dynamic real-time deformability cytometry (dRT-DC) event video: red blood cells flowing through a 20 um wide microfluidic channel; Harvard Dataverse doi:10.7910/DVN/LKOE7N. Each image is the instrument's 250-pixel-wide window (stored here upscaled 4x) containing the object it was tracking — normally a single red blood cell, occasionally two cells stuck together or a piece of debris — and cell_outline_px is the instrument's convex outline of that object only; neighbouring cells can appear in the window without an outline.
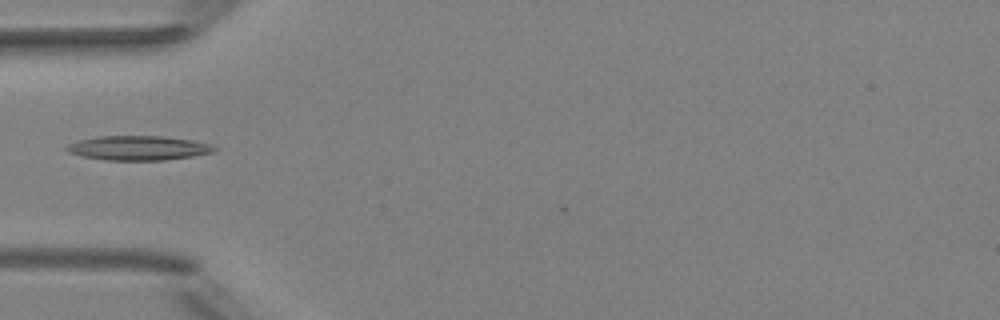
{"species": "Egyptian fruit bat (a non-hibernating species)", "species_latin": "Rousettus aegyptiacus", "temperature_condition": "room temperature", "stored_images_in_passage": 4, "camera_frame_rate_fps": 3000, "um_per_image_px": 0.085, "animal": {"sex": "female"}, "frame": {"image": 1, "passage_image": 4, "time_ms": 4.333, "image_size_px": [1000, 320], "cell_outline_px": [[216, 148], [212, 152], [192, 156], [164, 160], [104, 160], [84, 156], [68, 152], [64, 148], [68, 144], [80, 140], [100, 136], [160, 136], [192, 140], [208, 144]], "centroid_in_image_um": [11.72, 12.58], "position_along_channel_um": 73.3, "area_um2": 20.69}}